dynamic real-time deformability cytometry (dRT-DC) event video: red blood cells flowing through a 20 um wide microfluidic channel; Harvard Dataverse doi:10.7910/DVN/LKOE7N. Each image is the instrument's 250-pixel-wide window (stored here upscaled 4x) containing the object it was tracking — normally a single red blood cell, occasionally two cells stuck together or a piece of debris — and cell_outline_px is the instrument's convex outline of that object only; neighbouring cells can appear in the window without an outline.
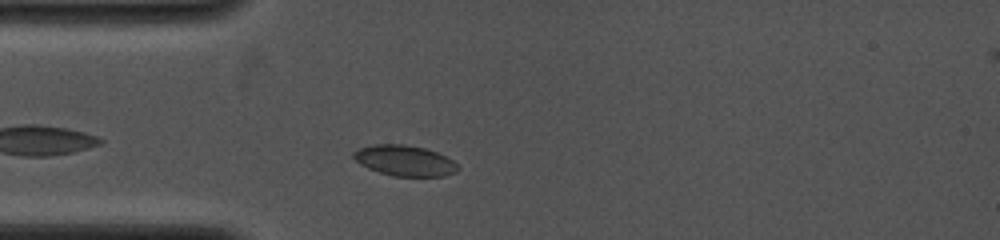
{"species": "common noctule bat (a hibernating species)", "species_latin": "Nyctalus noctula", "temperature_condition": "cold", "stored_images_in_passage": 34, "camera_frame_rate_fps": 4000, "um_per_image_px": 0.085, "animal": {"sex": "female", "body_mass_g": 19.0, "forearm_length_mm": 53.3}, "frame": {"image": 1, "passage_image": 7, "time_ms": 1.25, "image_size_px": [1000, 240], "cell_outline_px": [[460, 168], [456, 172], [444, 176], [392, 176], [368, 168], [360, 164], [352, 156], [352, 152], [360, 148], [376, 144], [404, 144], [424, 148], [436, 152], [452, 160]], "centroid_in_image_um": [34.39, 13.65], "position_along_channel_um": 50.6, "area_um2": 18.5}}
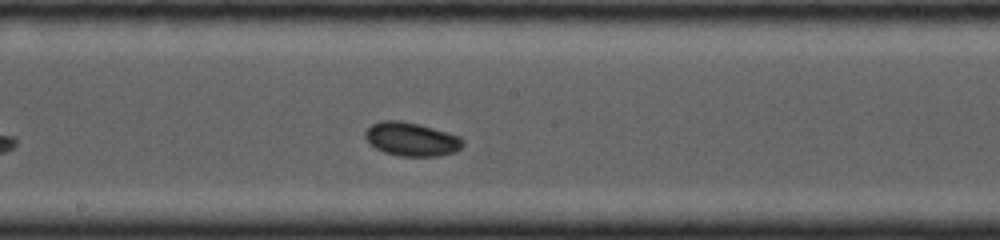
{"frame": {"image": 2, "passage_image": 23, "time_ms": 5.25, "image_size_px": [1000, 240], "cell_outline_px": [[464, 144], [456, 152], [436, 156], [400, 156], [384, 152], [376, 148], [364, 136], [364, 132], [372, 124], [380, 120], [400, 120], [420, 124], [460, 136], [464, 140]], "centroid_in_image_um": [34.99, 11.82], "position_along_channel_um": 213.2, "area_um2": 19.19}}
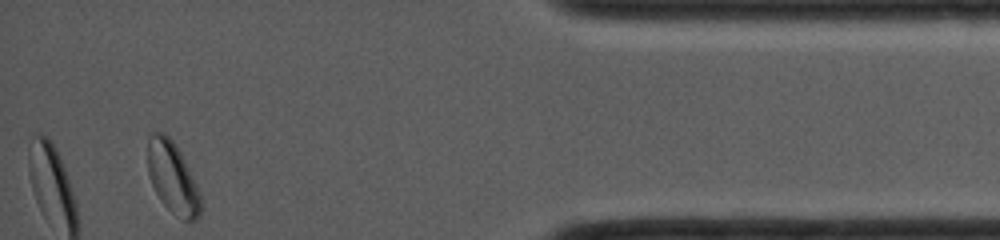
{"frame": {"image": 3, "passage_image": 34, "time_ms": 11.0, "image_size_px": [1000, 240], "cell_outline_px": [[200, 216], [196, 220], [184, 220], [172, 212], [160, 200], [152, 184], [148, 172], [148, 136], [152, 132], [164, 132], [172, 140], [180, 152], [200, 192]], "centroid_in_image_um": [14.66, 15.09], "position_along_channel_um": 420.5, "area_um2": 21.73}}